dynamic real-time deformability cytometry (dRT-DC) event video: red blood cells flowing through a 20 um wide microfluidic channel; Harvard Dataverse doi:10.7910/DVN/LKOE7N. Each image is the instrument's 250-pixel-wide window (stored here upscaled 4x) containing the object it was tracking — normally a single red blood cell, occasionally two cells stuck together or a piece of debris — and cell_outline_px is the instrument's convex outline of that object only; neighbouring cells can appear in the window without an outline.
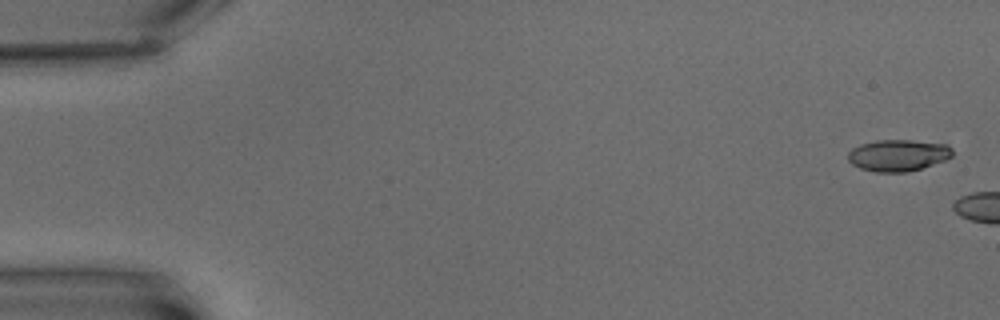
{"species": "common noctule bat (a hibernating species)", "species_latin": "Nyctalus noctula", "temperature_condition": "warm", "stored_images_in_passage": 7, "camera_frame_rate_fps": 3000, "um_per_image_px": 0.085, "animal": {"sex": "male", "body_mass_g": 15.6}, "frame": {"image": 1, "passage_image": 1, "time_ms": 0.0, "image_size_px": [1000, 320], "cell_outline_px": [[952, 156], [944, 160], [908, 172], [876, 172], [860, 168], [852, 164], [848, 160], [848, 152], [852, 148], [860, 144], [876, 140], [912, 140], [948, 144], [952, 148]], "centroid_in_image_um": [76.32, 13.19], "position_along_channel_um": 8.7, "area_um2": 19.25}}
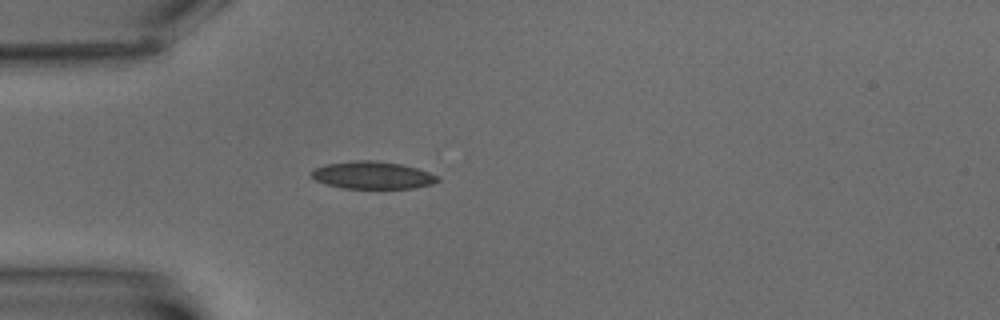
{"frame": {"image": 2, "passage_image": 7, "time_ms": 7.667, "image_size_px": [1000, 320], "cell_outline_px": [[440, 180], [432, 184], [412, 188], [344, 188], [324, 184], [316, 180], [308, 172], [312, 168], [324, 164], [352, 160], [372, 160], [400, 164], [416, 168], [428, 172], [436, 176]], "centroid_in_image_um": [31.58, 14.88], "position_along_channel_um": 53.4, "area_um2": 20.23}}